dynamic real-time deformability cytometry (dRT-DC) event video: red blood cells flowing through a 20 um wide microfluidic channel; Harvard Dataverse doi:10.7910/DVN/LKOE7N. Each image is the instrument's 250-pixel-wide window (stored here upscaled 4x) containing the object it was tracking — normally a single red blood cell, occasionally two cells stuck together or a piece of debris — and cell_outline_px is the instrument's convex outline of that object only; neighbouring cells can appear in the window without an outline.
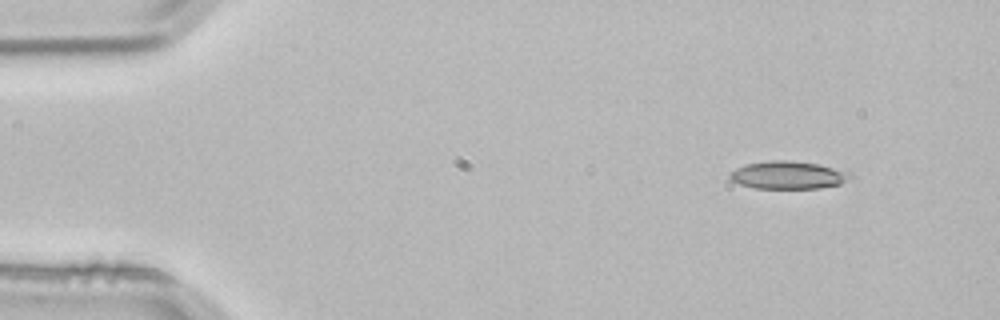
{"species": "common noctule bat (a hibernating species)", "species_latin": "Nyctalus noctula", "temperature_condition": "room temperature", "stored_images_in_passage": 4, "segment_of_instrument_passage": [2, 2], "camera_frame_rate_fps": 3000, "um_per_image_px": 0.085, "animal": {"sex": "male", "body_mass_g": 21.5, "forearm_length_mm": 52.0}, "frame": {"image": 1, "passage_image": 4, "time_ms": 1.0, "image_size_px": [1000, 320], "cell_outline_px": [[852, 176], [840, 184], [820, 188], [756, 188], [740, 184], [732, 180], [728, 176], [728, 172], [744, 164], [768, 160], [784, 160], [820, 164], [852, 172]], "centroid_in_image_um": [66.97, 14.87], "position_along_channel_um": 18.0, "area_um2": 19.59}}